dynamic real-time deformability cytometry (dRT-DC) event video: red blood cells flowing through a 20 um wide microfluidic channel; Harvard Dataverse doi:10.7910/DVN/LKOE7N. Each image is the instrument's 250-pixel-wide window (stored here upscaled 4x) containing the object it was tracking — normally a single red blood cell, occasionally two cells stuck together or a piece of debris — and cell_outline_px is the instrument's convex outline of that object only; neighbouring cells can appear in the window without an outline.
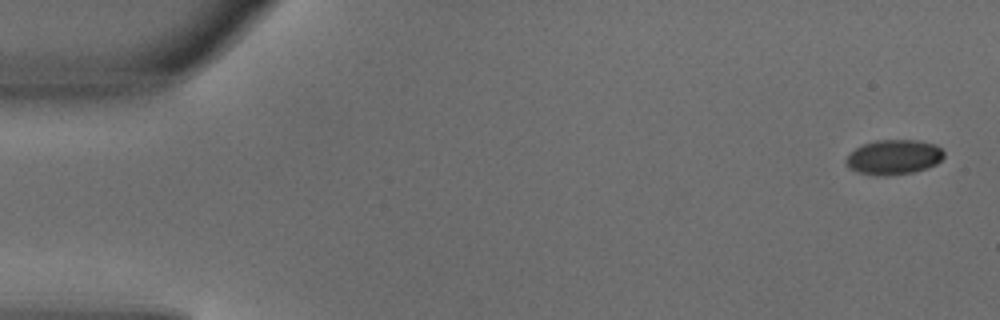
{"species": "common noctule bat (a hibernating species)", "species_latin": "Nyctalus noctula", "temperature_condition": "warm", "stored_images_in_passage": 3, "camera_frame_rate_fps": 3000, "um_per_image_px": 0.085, "animal": {"sex": "male", "body_mass_g": 18.8}, "frame": {"image": 1, "passage_image": 1, "time_ms": 0.0, "image_size_px": [1000, 320], "cell_outline_px": [[944, 156], [936, 164], [928, 168], [912, 172], [888, 176], [880, 176], [856, 172], [848, 168], [844, 160], [856, 148], [864, 144], [876, 140], [916, 140], [936, 144], [944, 152]], "centroid_in_image_um": [75.96, 13.36], "position_along_channel_um": 9.0, "area_um2": 19.94}}